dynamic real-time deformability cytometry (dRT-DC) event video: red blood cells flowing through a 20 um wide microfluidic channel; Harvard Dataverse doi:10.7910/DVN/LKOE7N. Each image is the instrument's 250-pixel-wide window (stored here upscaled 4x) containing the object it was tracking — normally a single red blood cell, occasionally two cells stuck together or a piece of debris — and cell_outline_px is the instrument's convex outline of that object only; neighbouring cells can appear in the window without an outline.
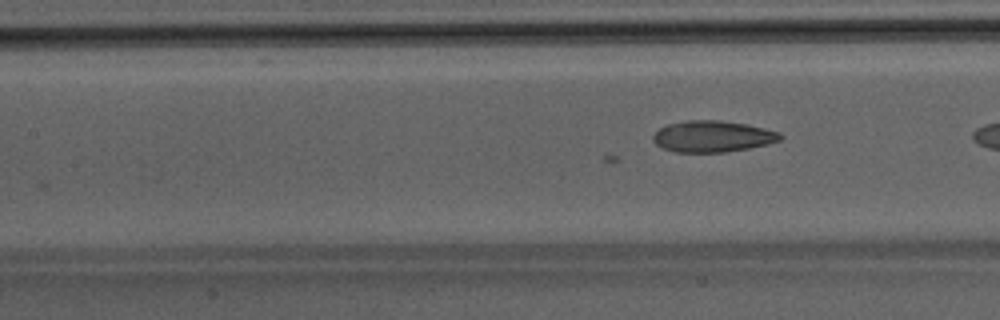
{"species": "Egyptian fruit bat (a non-hibernating species)", "species_latin": "Rousettus aegyptiacus", "temperature_condition": "room temperature", "stored_images_in_passage": 20, "camera_frame_rate_fps": 3000, "um_per_image_px": 0.085, "animal": {"sex": "male"}, "frame": {"image": 1, "passage_image": 16, "time_ms": 5.0, "image_size_px": [1000, 320], "cell_outline_px": [[784, 136], [780, 140], [768, 144], [748, 148], [724, 152], [676, 152], [664, 148], [656, 144], [652, 140], [652, 136], [660, 128], [668, 124], [688, 120], [720, 120], [744, 124], [764, 128], [780, 132]], "centroid_in_image_um": [60.58, 11.59], "position_along_channel_um": 146.8, "area_um2": 23.12}}